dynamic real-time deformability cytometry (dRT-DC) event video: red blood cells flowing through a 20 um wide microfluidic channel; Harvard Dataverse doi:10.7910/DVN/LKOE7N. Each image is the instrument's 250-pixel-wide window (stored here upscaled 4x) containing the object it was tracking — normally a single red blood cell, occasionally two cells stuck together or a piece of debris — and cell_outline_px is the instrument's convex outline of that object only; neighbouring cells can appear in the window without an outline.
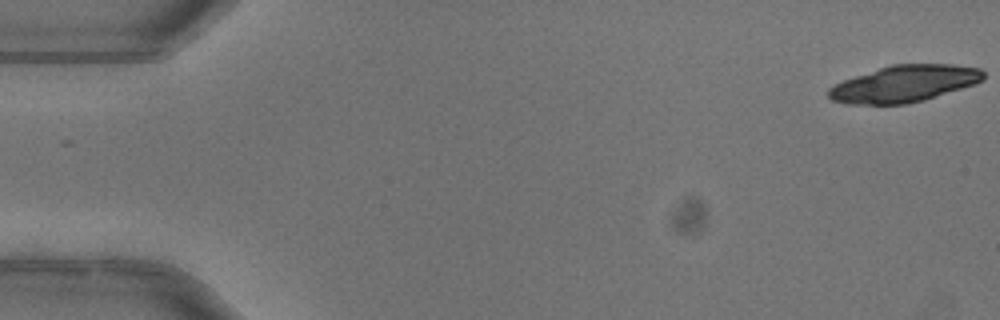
{"species": "common noctule bat (a hibernating species)", "species_latin": "Nyctalus noctula", "temperature_condition": "warm", "stored_images_in_passage": 19, "camera_frame_rate_fps": 3000, "um_per_image_px": 0.085, "animal": {"sex": "female"}, "frame": {"image": 1, "passage_image": 1, "time_ms": 0.0, "image_size_px": [1000, 320], "cell_outline_px": [[984, 80], [976, 84], [924, 100], [908, 104], [848, 104], [832, 100], [828, 96], [828, 88], [844, 80], [892, 64], [952, 64], [980, 68], [984, 72]], "centroid_in_image_um": [76.9, 7.12], "position_along_channel_um": 8.1, "area_um2": 33.0}}